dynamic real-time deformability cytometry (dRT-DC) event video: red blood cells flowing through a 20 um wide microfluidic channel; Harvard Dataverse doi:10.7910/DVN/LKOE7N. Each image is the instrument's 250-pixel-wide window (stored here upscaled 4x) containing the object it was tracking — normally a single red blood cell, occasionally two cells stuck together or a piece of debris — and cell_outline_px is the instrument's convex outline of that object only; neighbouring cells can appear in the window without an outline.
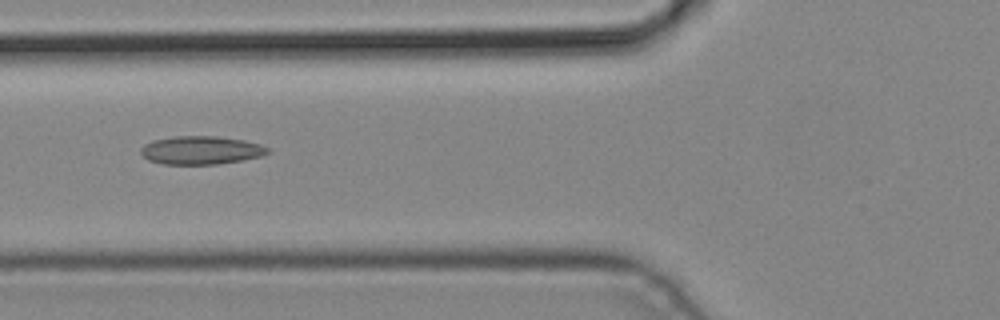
{"species": "common noctule bat (a hibernating species)", "species_latin": "Nyctalus noctula", "temperature_condition": "cold", "stored_images_in_passage": 2, "camera_frame_rate_fps": 3000, "um_per_image_px": 0.085, "animal": {"sex": "male", "body_mass_g": 19.2, "forearm_length_mm": 51.8}, "frame": {"image": 1, "passage_image": 2, "time_ms": 0.333, "image_size_px": [1000, 320], "cell_outline_px": [[268, 152], [260, 156], [244, 160], [216, 164], [164, 164], [148, 160], [140, 152], [140, 148], [144, 144], [152, 140], [172, 136], [216, 136], [244, 140], [260, 144], [268, 148]], "centroid_in_image_um": [17.05, 12.76], "position_along_channel_um": 108.8, "area_um2": 20.92}}